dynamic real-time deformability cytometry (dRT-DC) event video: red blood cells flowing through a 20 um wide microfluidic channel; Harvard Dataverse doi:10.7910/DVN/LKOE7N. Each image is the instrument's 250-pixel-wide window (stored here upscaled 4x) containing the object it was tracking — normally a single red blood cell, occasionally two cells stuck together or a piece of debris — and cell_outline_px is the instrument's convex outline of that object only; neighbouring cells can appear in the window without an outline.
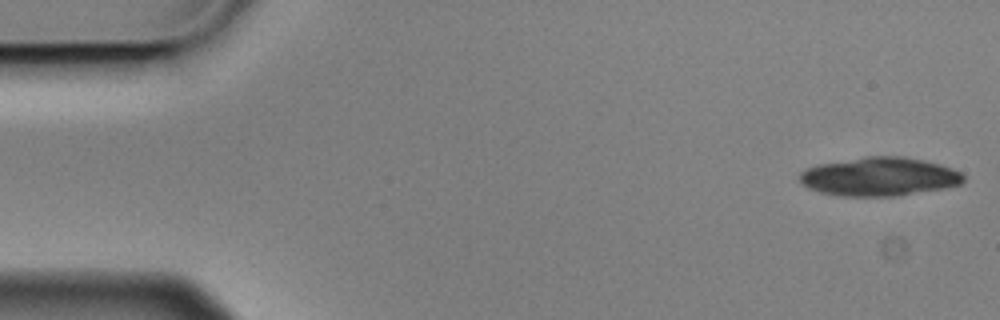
{"species": "Egyptian fruit bat (a non-hibernating species)", "species_latin": "Rousettus aegyptiacus", "temperature_condition": "cold", "stored_images_in_passage": 6, "camera_frame_rate_fps": 3000, "um_per_image_px": 0.085, "animal": {"sex": "male"}, "frame": {"image": 1, "passage_image": 1, "time_ms": 0.0, "image_size_px": [1000, 320], "cell_outline_px": [[964, 180], [960, 184], [944, 188], [892, 196], [840, 196], [820, 192], [808, 188], [800, 180], [800, 172], [816, 164], [868, 156], [904, 156], [924, 160], [940, 164], [952, 168], [960, 172], [964, 176]], "centroid_in_image_um": [74.74, 15.0], "position_along_channel_um": 10.3, "area_um2": 36.76}}